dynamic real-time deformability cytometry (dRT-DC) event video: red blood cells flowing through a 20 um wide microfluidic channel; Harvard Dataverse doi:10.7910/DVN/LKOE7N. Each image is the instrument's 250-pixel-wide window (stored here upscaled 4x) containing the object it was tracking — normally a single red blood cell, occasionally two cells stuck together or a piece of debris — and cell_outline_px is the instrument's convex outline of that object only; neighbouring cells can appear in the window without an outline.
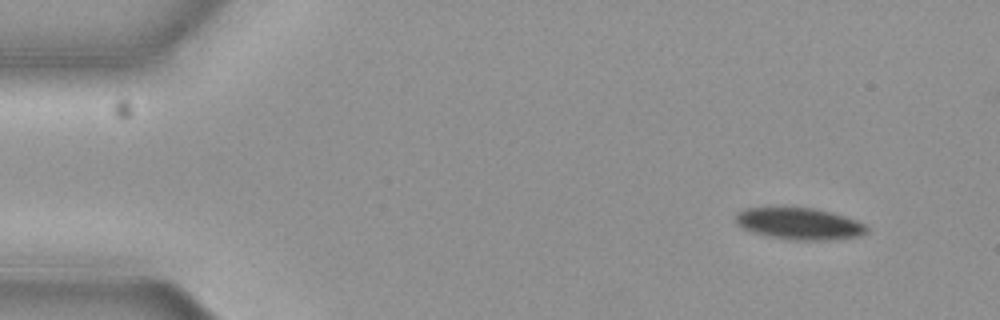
{"species": "common noctule bat (a hibernating species)", "species_latin": "Nyctalus noctula", "temperature_condition": "cold", "stored_images_in_passage": 46, "camera_frame_rate_fps": 3000, "um_per_image_px": 0.085, "animal": {"sex": "female", "body_mass_g": 19.3, "forearm_length_mm": 54.1}, "frame": {"image": 1, "passage_image": 1, "time_ms": 0.0, "image_size_px": [1000, 320], "cell_outline_px": [[868, 232], [856, 236], [820, 240], [792, 240], [768, 236], [744, 228], [736, 224], [736, 212], [748, 208], [812, 208], [832, 212], [856, 220], [864, 224], [868, 228]], "centroid_in_image_um": [67.94, 19.01], "position_along_channel_um": 17.1, "area_um2": 23.76}}
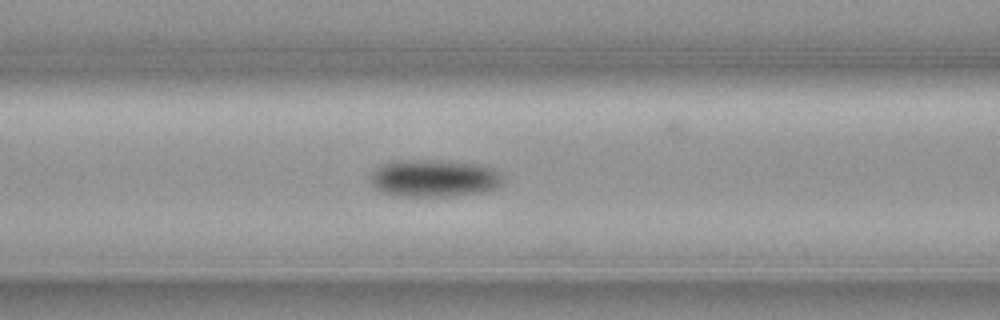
{"frame": {"image": 2, "passage_image": 19, "time_ms": 6.0, "image_size_px": [1000, 320], "cell_outline_px": [[500, 184], [484, 192], [456, 196], [392, 196], [380, 192], [372, 184], [368, 176], [380, 164], [388, 160], [440, 160], [480, 164], [496, 168], [500, 172]], "centroid_in_image_um": [36.83, 15.14], "position_along_channel_um": 129.8, "area_um2": 29.36}}
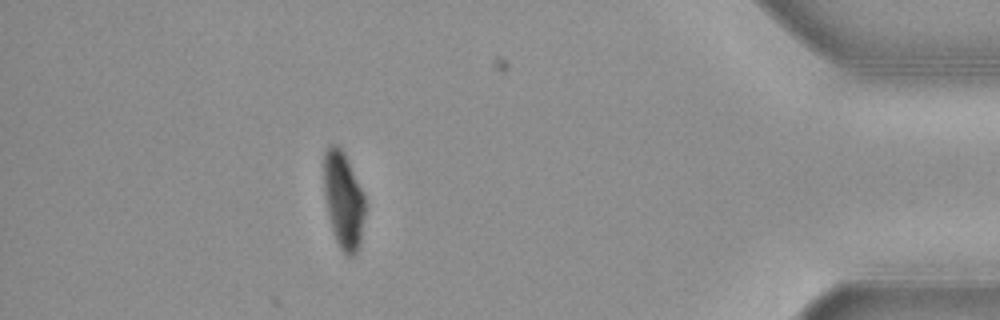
{"frame": {"image": 3, "passage_image": 46, "time_ms": 15.0, "image_size_px": [1000, 320], "cell_outline_px": [[364, 216], [360, 244], [356, 252], [352, 256], [348, 256], [340, 248], [336, 240], [332, 228], [328, 212], [324, 192], [324, 152], [328, 144], [336, 144], [344, 152], [364, 196]], "centroid_in_image_um": [29.18, 16.99], "position_along_channel_um": 406.0, "area_um2": 22.83}, "authors_computed_cell_mechanics": {"area_um2": 26.1834, "velocity_mm_per_s": 3.6588, "shape_relaxation_time_tau1_ms": 4.123, "shape_relaxation_time_tau2_ms": null, "deformation_change_tau1": 0.1234, "deformation_change_tau2": null}}